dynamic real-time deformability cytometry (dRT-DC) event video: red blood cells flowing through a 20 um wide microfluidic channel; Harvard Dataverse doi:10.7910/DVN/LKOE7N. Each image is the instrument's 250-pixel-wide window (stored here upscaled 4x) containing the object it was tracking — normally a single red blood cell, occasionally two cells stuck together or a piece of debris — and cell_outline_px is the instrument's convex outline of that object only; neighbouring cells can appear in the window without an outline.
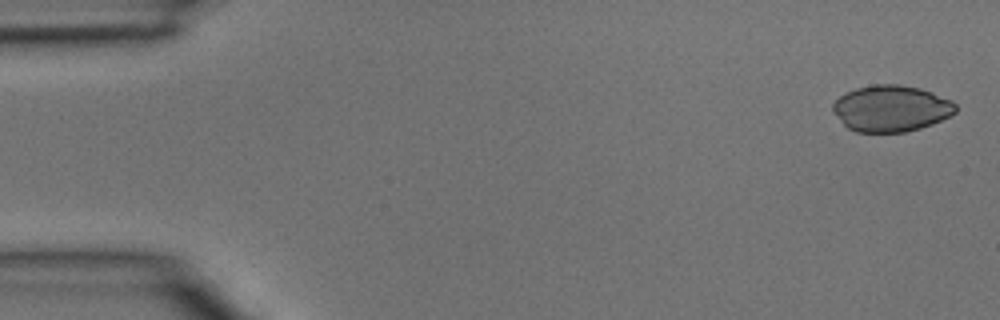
{"species": "common noctule bat (a hibernating species)", "species_latin": "Nyctalus noctula", "temperature_condition": "room temperature", "stored_images_in_passage": 3, "camera_frame_rate_fps": 3000, "um_per_image_px": 0.085, "animal": {"sex": "male", "body_mass_g": 15.6}, "frame": {"image": 1, "passage_image": 1, "time_ms": 0.0, "image_size_px": [1000, 320], "cell_outline_px": [[956, 112], [932, 124], [920, 128], [904, 132], [856, 132], [848, 128], [832, 112], [832, 104], [840, 96], [856, 88], [872, 84], [900, 84], [920, 88], [932, 92], [952, 100], [956, 104]], "centroid_in_image_um": [75.74, 9.21], "position_along_channel_um": 9.3, "area_um2": 33.18}}